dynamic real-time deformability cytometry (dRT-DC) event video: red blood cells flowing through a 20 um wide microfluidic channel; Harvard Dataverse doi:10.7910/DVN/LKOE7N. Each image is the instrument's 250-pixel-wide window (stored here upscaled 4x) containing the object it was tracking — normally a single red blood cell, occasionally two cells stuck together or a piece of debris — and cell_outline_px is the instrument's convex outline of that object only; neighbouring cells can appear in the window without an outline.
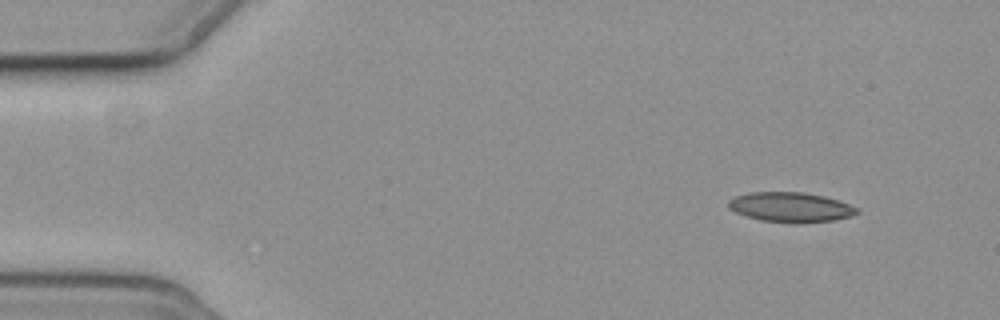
{"species": "common noctule bat (a hibernating species)", "species_latin": "Nyctalus noctula", "temperature_condition": "cold", "stored_images_in_passage": 5, "segment_of_instrument_passage": [1, 2], "camera_frame_rate_fps": 3000, "um_per_image_px": 0.085, "animal": {"sex": "female", "body_mass_g": 19.3, "forearm_length_mm": 54.1}, "frame": {"image": 1, "passage_image": 1, "time_ms": 0.0, "image_size_px": [1000, 320], "cell_outline_px": [[860, 212], [852, 216], [832, 220], [796, 224], [760, 220], [736, 212], [728, 208], [728, 200], [736, 196], [748, 192], [804, 192], [824, 196], [848, 204], [856, 208]], "centroid_in_image_um": [67.18, 17.61], "position_along_channel_um": 17.8, "area_um2": 22.31}}